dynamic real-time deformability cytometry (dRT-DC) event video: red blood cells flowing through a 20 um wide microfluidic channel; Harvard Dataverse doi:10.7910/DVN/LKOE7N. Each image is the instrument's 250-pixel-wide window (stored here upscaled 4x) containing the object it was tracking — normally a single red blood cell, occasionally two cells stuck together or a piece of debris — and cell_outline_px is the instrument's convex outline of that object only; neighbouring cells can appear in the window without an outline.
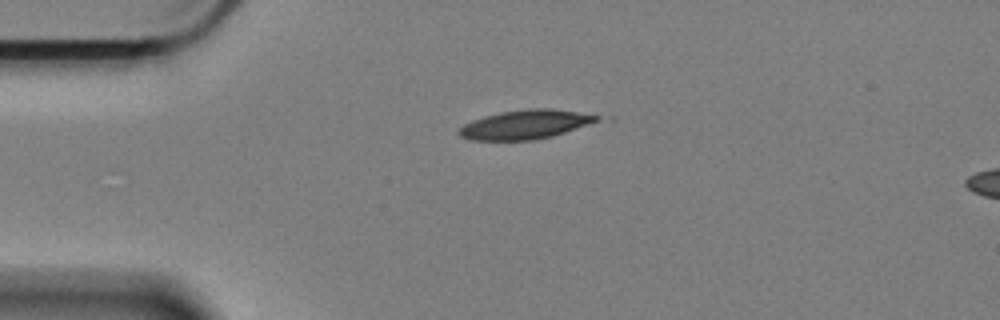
{"species": "Egyptian fruit bat (a non-hibernating species)", "species_latin": "Rousettus aegyptiacus", "temperature_condition": "cold", "stored_images_in_passage": 38, "camera_frame_rate_fps": 3000, "um_per_image_px": 0.085, "animal": {"sex": "female"}, "frame": {"image": 1, "passage_image": 1, "time_ms": 0.0, "image_size_px": [1000, 320], "cell_outline_px": [[600, 116], [596, 120], [564, 132], [552, 136], [532, 140], [468, 140], [460, 136], [456, 132], [464, 124], [472, 120], [484, 116], [504, 112], [528, 108], [552, 108]], "centroid_in_image_um": [44.54, 10.59], "position_along_channel_um": 40.5, "area_um2": 22.89}}
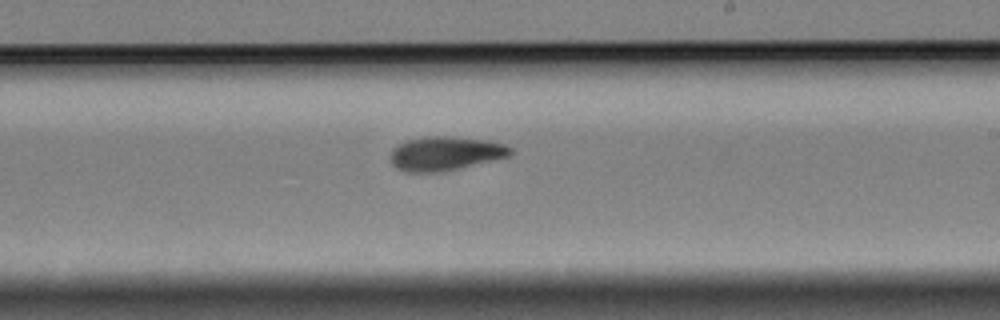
{"frame": {"image": 2, "passage_image": 22, "time_ms": 7.0, "image_size_px": [1000, 320], "cell_outline_px": [[512, 156], [440, 172], [404, 172], [396, 168], [392, 164], [392, 148], [408, 140], [424, 136], [448, 136], [488, 140], [504, 144], [512, 148]], "centroid_in_image_um": [37.88, 13.04], "position_along_channel_um": 251.1, "area_um2": 23.76}}
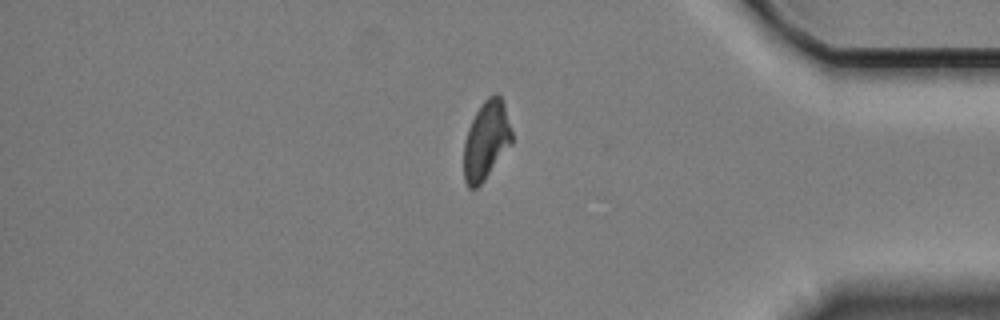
{"frame": {"image": 3, "passage_image": 37, "time_ms": 12.0, "image_size_px": [1000, 320], "cell_outline_px": [[512, 144], [484, 180], [476, 188], [468, 188], [464, 180], [464, 140], [468, 128], [476, 112], [484, 100], [488, 96], [496, 92], [500, 96], [504, 104], [512, 132]], "centroid_in_image_um": [41.32, 11.93], "position_along_channel_um": 393.9, "area_um2": 21.96}, "authors_computed_cell_mechanics": {"area_um2": 23.0333, "velocity_mm_per_s": 3.3674, "shape_relaxation_time_tau1_ms": 11.1843, "shape_relaxation_time_tau2_ms": 7.3705, "deformation_change_tau1": 0.2302, "deformation_change_tau2": 0.1227}}